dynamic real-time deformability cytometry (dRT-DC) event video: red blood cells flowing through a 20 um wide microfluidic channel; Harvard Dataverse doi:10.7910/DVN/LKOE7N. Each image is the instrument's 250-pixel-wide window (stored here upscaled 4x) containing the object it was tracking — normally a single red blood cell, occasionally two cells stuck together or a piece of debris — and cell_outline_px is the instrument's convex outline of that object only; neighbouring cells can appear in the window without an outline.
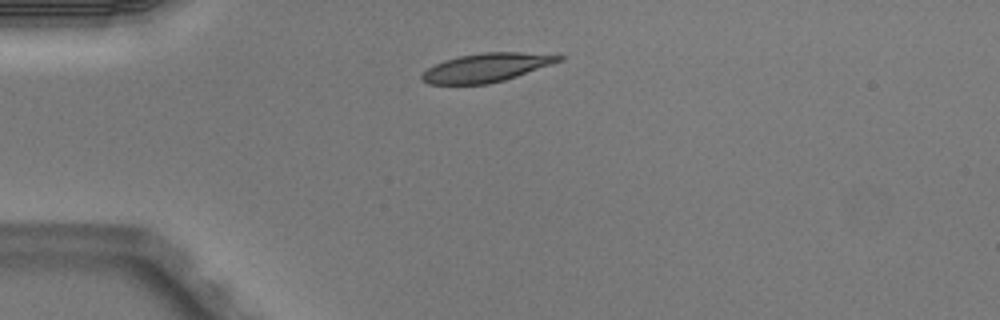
{"species": "Egyptian fruit bat (a non-hibernating species)", "species_latin": "Rousettus aegyptiacus", "temperature_condition": "warm", "stored_images_in_passage": 1, "camera_frame_rate_fps": 3000, "um_per_image_px": 0.085, "animal": {"sex": "male"}, "frame": {"image": 1, "passage_image": 1, "time_ms": 0.0, "image_size_px": [1000, 320], "cell_outline_px": [[564, 60], [504, 80], [488, 84], [428, 84], [420, 80], [420, 76], [428, 68], [444, 60], [460, 56], [484, 52], [520, 52], [564, 56]], "centroid_in_image_um": [41.32, 5.75], "position_along_channel_um": 43.7, "area_um2": 22.66}}